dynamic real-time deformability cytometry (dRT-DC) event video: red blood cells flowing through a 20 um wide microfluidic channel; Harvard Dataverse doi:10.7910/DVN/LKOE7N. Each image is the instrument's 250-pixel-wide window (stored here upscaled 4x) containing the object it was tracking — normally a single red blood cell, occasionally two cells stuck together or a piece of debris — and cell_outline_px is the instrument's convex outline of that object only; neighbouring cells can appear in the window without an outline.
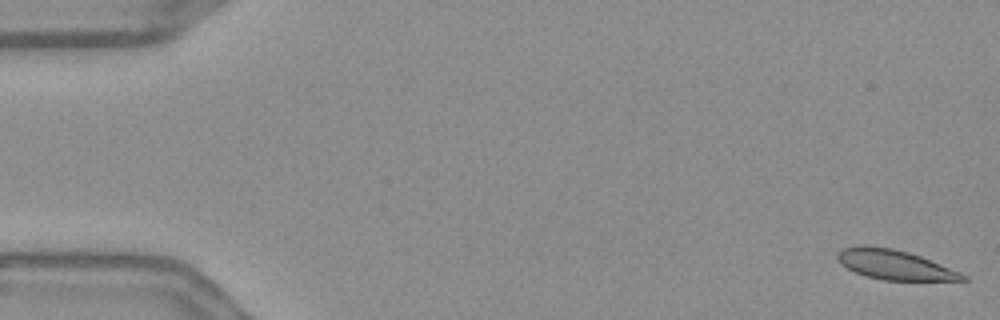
{"species": "Egyptian fruit bat (a non-hibernating species)", "species_latin": "Rousettus aegyptiacus", "temperature_condition": "warm", "stored_images_in_passage": 56, "camera_frame_rate_fps": 3000, "um_per_image_px": 0.085, "frame": {"image": 1, "passage_image": 1, "time_ms": 0.0, "image_size_px": [1000, 320], "cell_outline_px": [[968, 280], [884, 280], [864, 276], [840, 264], [836, 260], [836, 252], [844, 248], [860, 244], [864, 244], [892, 248], [908, 252], [920, 256], [960, 272], [968, 276]], "centroid_in_image_um": [75.97, 22.48], "position_along_channel_um": 9.0, "area_um2": 21.73}}
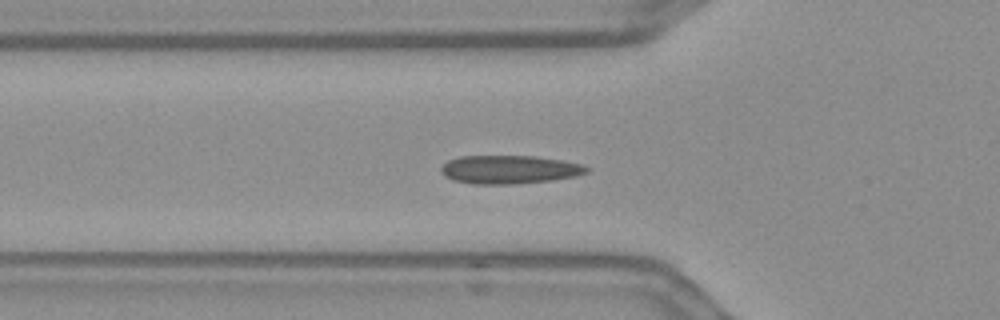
{"frame": {"image": 2, "passage_image": 19, "time_ms": 6.0, "image_size_px": [1000, 320], "cell_outline_px": [[592, 168], [588, 172], [576, 176], [552, 180], [512, 184], [472, 184], [452, 180], [444, 176], [440, 172], [440, 168], [448, 160], [460, 156], [536, 156], [560, 160], [580, 164]], "centroid_in_image_um": [43.27, 14.41], "position_along_channel_um": 82.5, "area_um2": 24.22}}
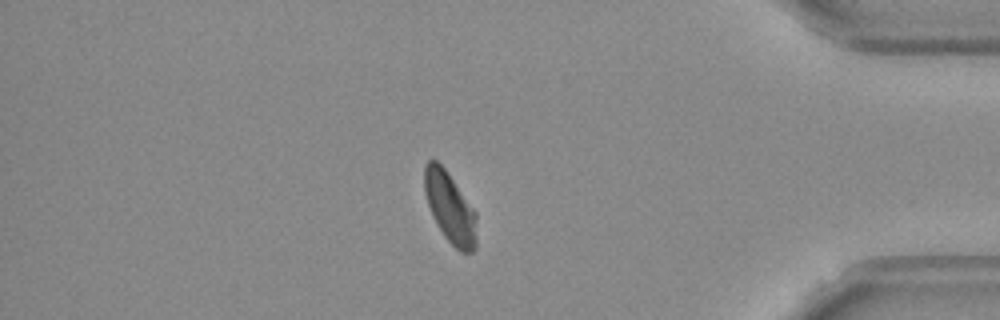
{"frame": {"image": 3, "passage_image": 48, "time_ms": 15.667, "image_size_px": [1000, 320], "cell_outline_px": [[476, 248], [472, 252], [460, 252], [444, 236], [436, 224], [432, 216], [424, 192], [424, 164], [432, 156], [448, 172], [476, 212]], "centroid_in_image_um": [38.23, 17.62], "position_along_channel_um": 397.0, "area_um2": 21.68}}